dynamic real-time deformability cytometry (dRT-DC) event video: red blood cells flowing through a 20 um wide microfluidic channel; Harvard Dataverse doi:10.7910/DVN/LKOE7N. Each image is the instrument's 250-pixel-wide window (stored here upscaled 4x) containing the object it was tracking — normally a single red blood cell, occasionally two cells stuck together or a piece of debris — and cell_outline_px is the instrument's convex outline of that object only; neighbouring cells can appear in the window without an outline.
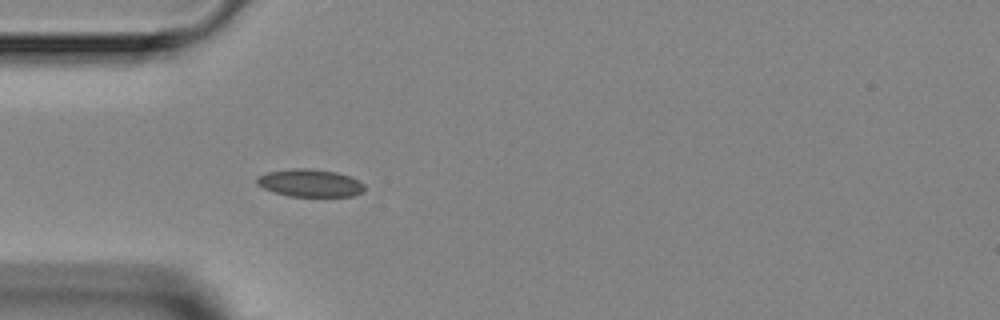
{"species": "Egyptian fruit bat (a non-hibernating species)", "species_latin": "Rousettus aegyptiacus", "temperature_condition": "room temperature", "stored_images_in_passage": 3, "camera_frame_rate_fps": 3000, "um_per_image_px": 0.085, "animal": {"sex": "female"}, "frame": {"image": 1, "passage_image": 3, "time_ms": 3.333, "image_size_px": [1000, 320], "cell_outline_px": [[364, 192], [352, 196], [288, 196], [264, 188], [256, 184], [256, 176], [268, 172], [292, 168], [308, 168], [336, 172], [348, 176], [364, 184]], "centroid_in_image_um": [26.33, 15.55], "position_along_channel_um": 58.7, "area_um2": 17.22}}